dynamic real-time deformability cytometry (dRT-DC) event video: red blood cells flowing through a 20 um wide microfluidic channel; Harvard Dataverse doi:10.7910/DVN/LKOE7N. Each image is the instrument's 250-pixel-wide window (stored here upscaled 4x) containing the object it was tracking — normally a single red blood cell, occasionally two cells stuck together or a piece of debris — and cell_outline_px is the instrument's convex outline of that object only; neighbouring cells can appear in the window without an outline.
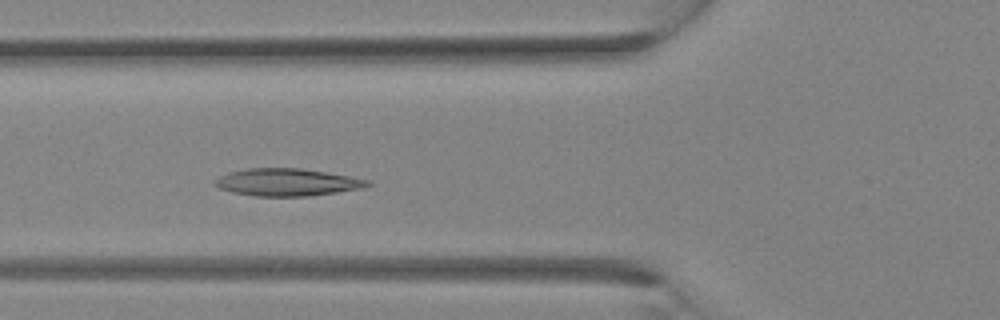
{"species": "Egyptian fruit bat (a non-hibernating species)", "species_latin": "Rousettus aegyptiacus", "temperature_condition": "room temperature", "stored_images_in_passage": 24, "camera_frame_rate_fps": 3000, "um_per_image_px": 0.085, "animal": {"sex": "female"}, "frame": {"image": 1, "passage_image": 4, "time_ms": 1.0, "image_size_px": [1000, 320], "cell_outline_px": [[372, 184], [364, 188], [308, 196], [256, 196], [232, 192], [220, 188], [212, 184], [212, 180], [228, 172], [248, 168], [300, 168], [328, 172], [368, 180]], "centroid_in_image_um": [24.37, 15.48], "position_along_channel_um": 101.4, "area_um2": 24.39}}
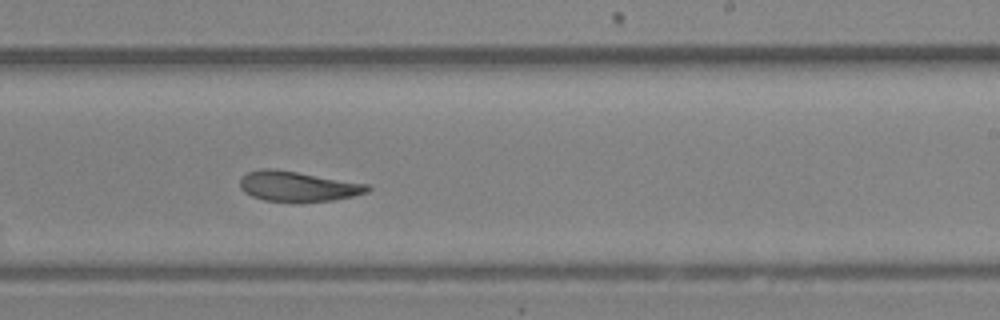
{"frame": {"image": 2, "passage_image": 12, "time_ms": 3.667, "image_size_px": [1000, 320], "cell_outline_px": [[372, 188], [368, 192], [352, 196], [332, 200], [264, 200], [252, 196], [244, 192], [240, 188], [240, 180], [248, 172], [260, 168], [272, 168], [368, 184]], "centroid_in_image_um": [25.3, 15.81], "position_along_channel_um": 263.7, "area_um2": 21.73}}
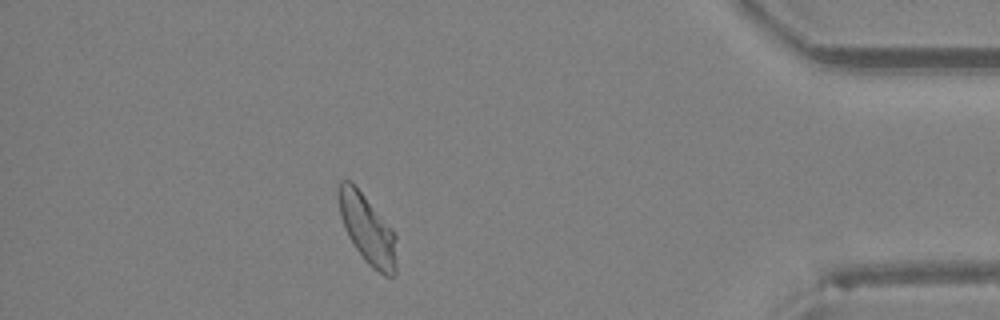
{"frame": {"image": 3, "passage_image": 21, "time_ms": 6.667, "image_size_px": [1000, 320], "cell_outline_px": [[396, 276], [384, 276], [372, 268], [364, 260], [348, 236], [340, 216], [340, 180], [352, 180], [392, 228], [396, 236]], "centroid_in_image_um": [31.27, 19.52], "position_along_channel_um": 403.9, "area_um2": 23.24}}